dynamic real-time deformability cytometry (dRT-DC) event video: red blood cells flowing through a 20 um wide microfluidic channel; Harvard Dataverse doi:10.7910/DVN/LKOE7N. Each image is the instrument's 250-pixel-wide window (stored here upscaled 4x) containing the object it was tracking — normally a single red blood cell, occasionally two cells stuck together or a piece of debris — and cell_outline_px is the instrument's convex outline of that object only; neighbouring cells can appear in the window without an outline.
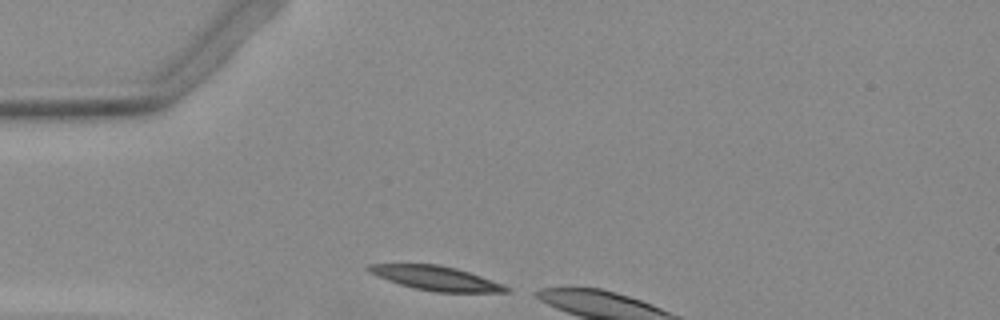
{"species": "Egyptian fruit bat (a non-hibernating species)", "species_latin": "Rousettus aegyptiacus", "temperature_condition": "warm", "stored_images_in_passage": 5, "camera_frame_rate_fps": 3000, "um_per_image_px": 0.085, "animal": {"sex": "female"}, "frame": {"image": 1, "passage_image": 1, "time_ms": 0.0, "image_size_px": [1000, 320], "cell_outline_px": [[512, 292], [436, 292], [416, 288], [400, 284], [388, 280], [372, 272], [368, 268], [368, 264], [436, 264], [456, 268], [480, 276], [512, 288]], "centroid_in_image_um": [37.13, 23.65], "position_along_channel_um": 47.9, "area_um2": 18.96}}